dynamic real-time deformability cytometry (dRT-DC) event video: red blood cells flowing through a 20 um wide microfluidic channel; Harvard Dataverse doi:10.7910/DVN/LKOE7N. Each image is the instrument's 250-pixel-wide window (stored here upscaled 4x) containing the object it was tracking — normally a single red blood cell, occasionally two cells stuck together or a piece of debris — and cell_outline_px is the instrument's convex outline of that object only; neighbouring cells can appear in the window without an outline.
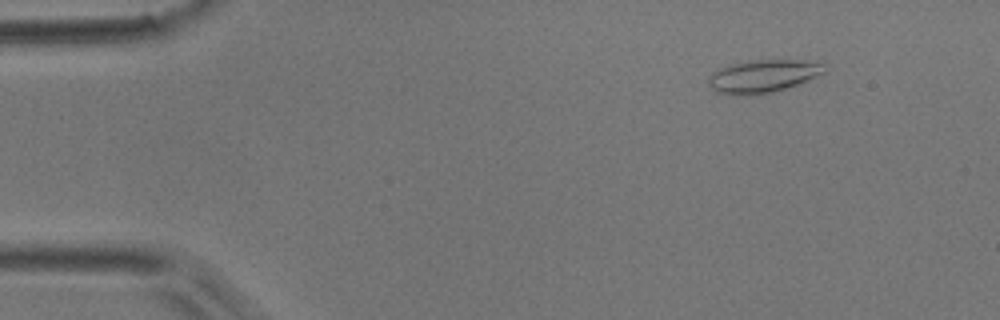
{"species": "common noctule bat (a hibernating species)", "species_latin": "Nyctalus noctula", "temperature_condition": "room temperature", "stored_images_in_passage": 50, "camera_frame_rate_fps": 3000, "um_per_image_px": 0.085, "animal": {"sex": "male", "body_mass_g": 17.9}, "frame": {"image": 1, "passage_image": 6, "time_ms": 1.667, "image_size_px": [1000, 320], "cell_outline_px": [[828, 72], [796, 84], [772, 92], [740, 96], [716, 92], [708, 84], [708, 76], [712, 72], [728, 64], [752, 60], [800, 60], [828, 64]], "centroid_in_image_um": [64.86, 6.46], "position_along_channel_um": 20.1, "area_um2": 22.31}}
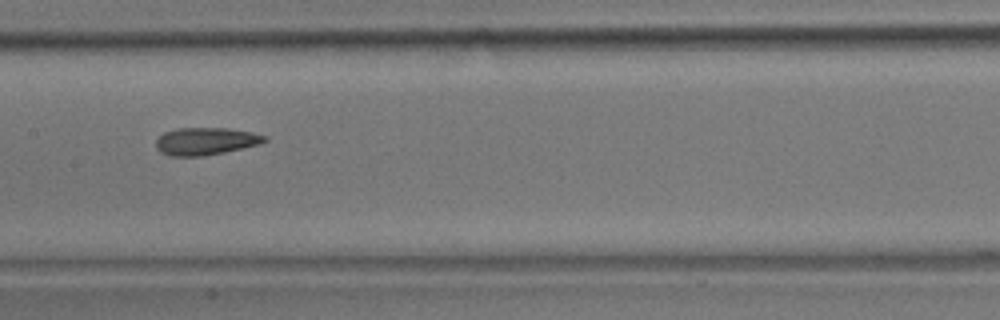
{"frame": {"image": 2, "passage_image": 25, "time_ms": 8.0, "image_size_px": [1000, 320], "cell_outline_px": [[268, 140], [260, 144], [224, 152], [204, 156], [172, 156], [160, 152], [156, 148], [156, 140], [164, 132], [180, 128], [228, 128], [252, 132], [268, 136]], "centroid_in_image_um": [17.5, 12.0], "position_along_channel_um": 189.9, "area_um2": 17.4}}
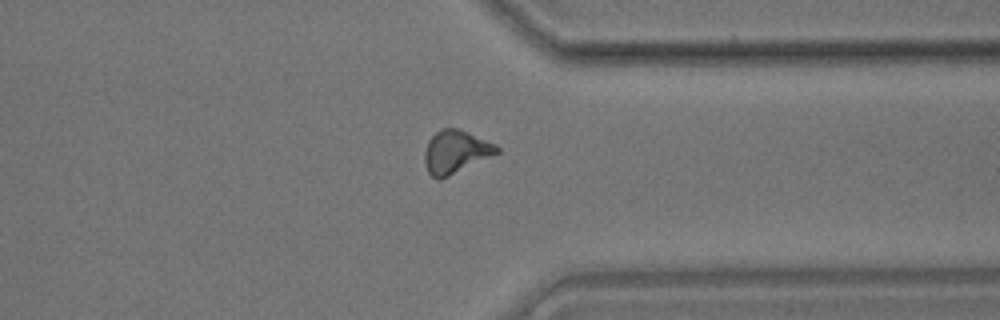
{"frame": {"image": 3, "passage_image": 39, "time_ms": 12.667, "image_size_px": [1000, 320], "cell_outline_px": [[500, 152], [440, 180], [436, 180], [428, 172], [424, 160], [424, 152], [428, 140], [440, 128], [456, 128], [468, 132], [496, 144], [500, 148]], "centroid_in_image_um": [38.72, 12.9], "position_along_channel_um": 372.7, "area_um2": 18.09}, "authors_computed_cell_mechanics": {"area_um2": 17.3689, "velocity_mm_per_s": 3.9737, "shape_relaxation_time_tau1_ms": 7.0339, "shape_relaxation_time_tau2_ms": 3.3709, "deformation_change_tau1": 0.1798, "deformation_change_tau2": 0.1185}}